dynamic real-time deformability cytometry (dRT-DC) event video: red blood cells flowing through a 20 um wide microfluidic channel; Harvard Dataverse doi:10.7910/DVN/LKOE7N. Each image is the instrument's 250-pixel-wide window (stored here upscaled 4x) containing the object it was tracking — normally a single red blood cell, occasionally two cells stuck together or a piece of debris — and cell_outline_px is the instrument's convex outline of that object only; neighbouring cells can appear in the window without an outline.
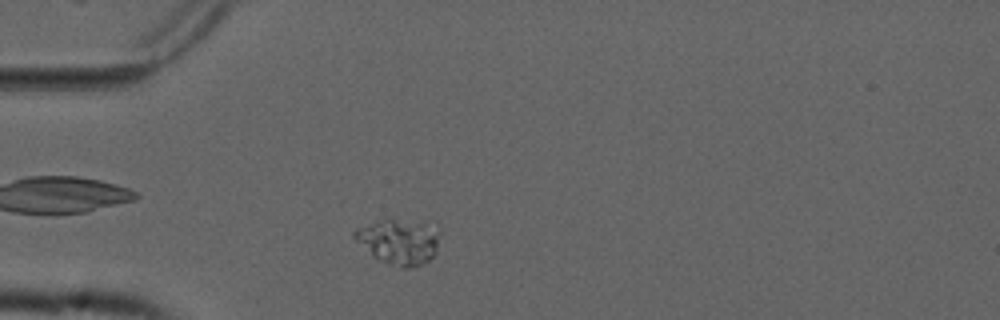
{"species": "common noctule bat (a hibernating species)", "species_latin": "Nyctalus noctula", "temperature_condition": "cold", "stored_images_in_passage": 44, "camera_frame_rate_fps": 3000, "um_per_image_px": 0.085, "animal": {"sex": "male", "forearm_length_mm": 52.5}, "frame": {"image": 1, "passage_image": 4, "time_ms": 1.0, "image_size_px": [1000, 320], "cell_outline_px": [[440, 232], [436, 252], [428, 260], [420, 264], [408, 268], [400, 268], [388, 264], [372, 256], [352, 236], [352, 232], [356, 228], [380, 220], [392, 220], [424, 224]], "centroid_in_image_um": [33.86, 20.57], "position_along_channel_um": 51.1, "area_um2": 21.91}}
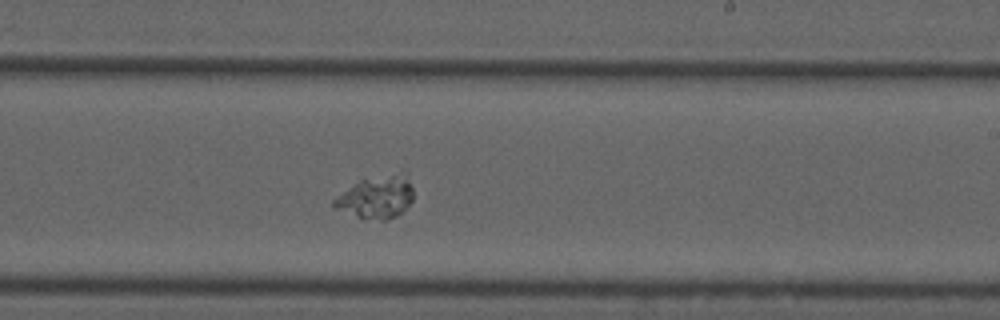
{"frame": {"image": 2, "passage_image": 22, "time_ms": 7.0, "image_size_px": [1000, 320], "cell_outline_px": [[412, 200], [404, 212], [388, 220], [364, 220], [332, 208], [332, 200], [336, 196], [360, 180], [404, 168], [408, 172], [412, 188]], "centroid_in_image_um": [32.03, 16.72], "position_along_channel_um": 257.0, "area_um2": 20.75}}
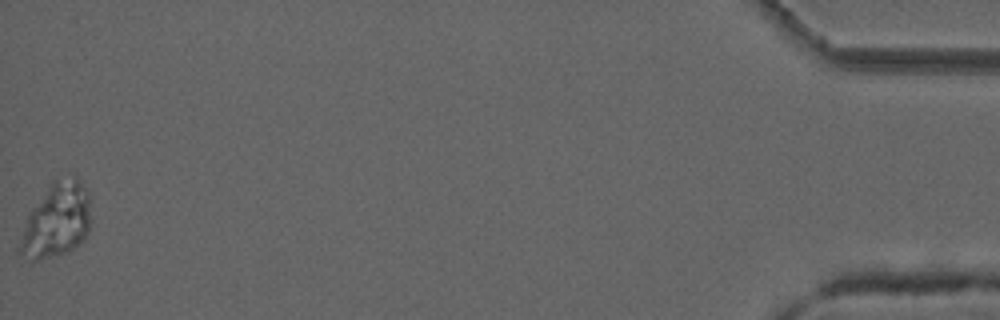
{"frame": {"image": 3, "passage_image": 44, "time_ms": 14.333, "image_size_px": [1000, 320], "cell_outline_px": [[88, 232], [84, 240], [68, 252], [36, 260], [28, 260], [16, 248], [28, 216], [32, 208], [48, 188], [56, 180], [76, 176], [88, 192]], "centroid_in_image_um": [4.78, 18.78], "position_along_channel_um": 430.4, "area_um2": 30.06}}